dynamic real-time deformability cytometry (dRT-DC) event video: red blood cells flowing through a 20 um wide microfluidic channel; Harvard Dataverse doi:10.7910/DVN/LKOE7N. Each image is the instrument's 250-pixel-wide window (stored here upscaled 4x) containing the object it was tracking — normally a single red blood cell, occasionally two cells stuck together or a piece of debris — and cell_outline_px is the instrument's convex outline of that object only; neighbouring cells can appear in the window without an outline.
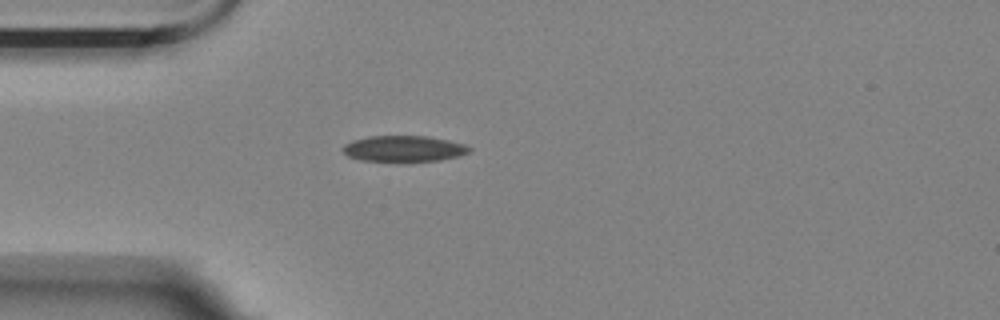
{"species": "Egyptian fruit bat (a non-hibernating species)", "species_latin": "Rousettus aegyptiacus", "temperature_condition": "room temperature", "stored_images_in_passage": 2, "camera_frame_rate_fps": 3000, "um_per_image_px": 0.085, "animal": {"sex": "female"}, "frame": {"image": 1, "passage_image": 1, "time_ms": 0.0, "image_size_px": [1000, 320], "cell_outline_px": [[472, 148], [468, 152], [460, 156], [440, 160], [360, 160], [348, 156], [344, 152], [344, 144], [352, 140], [368, 136], [428, 136], [448, 140], [464, 144]], "centroid_in_image_um": [34.34, 12.61], "position_along_channel_um": 50.7, "area_um2": 18.79}}